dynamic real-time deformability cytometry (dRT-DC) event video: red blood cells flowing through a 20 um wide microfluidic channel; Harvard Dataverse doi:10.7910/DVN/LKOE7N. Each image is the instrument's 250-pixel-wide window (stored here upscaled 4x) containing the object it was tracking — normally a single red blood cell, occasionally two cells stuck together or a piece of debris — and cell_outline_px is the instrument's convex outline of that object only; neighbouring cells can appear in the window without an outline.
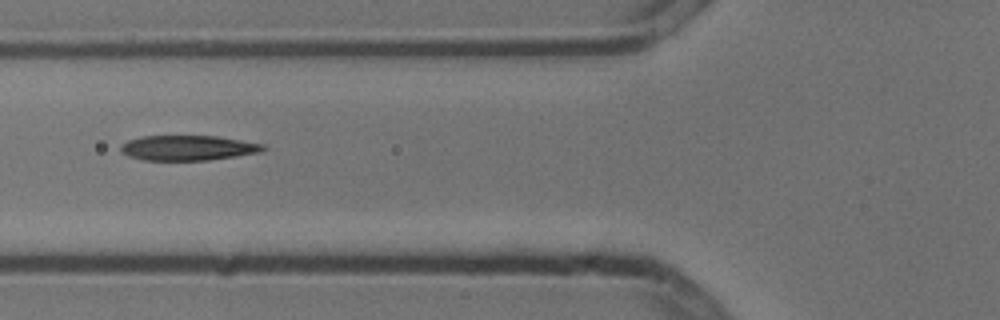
{"species": "common noctule bat (a hibernating species)", "species_latin": "Nyctalus noctula", "temperature_condition": "cold", "stored_images_in_passage": 7, "camera_frame_rate_fps": 3000, "um_per_image_px": 0.085, "animal": {"sex": "male", "body_mass_g": 13.3}, "frame": {"image": 1, "passage_image": 4, "time_ms": 1.0, "image_size_px": [1000, 320], "cell_outline_px": [[268, 148], [256, 152], [236, 156], [208, 160], [144, 160], [128, 156], [120, 148], [120, 144], [128, 140], [140, 136], [220, 136], [264, 144]], "centroid_in_image_um": [15.97, 12.56], "position_along_channel_um": 109.8, "area_um2": 20.75}}
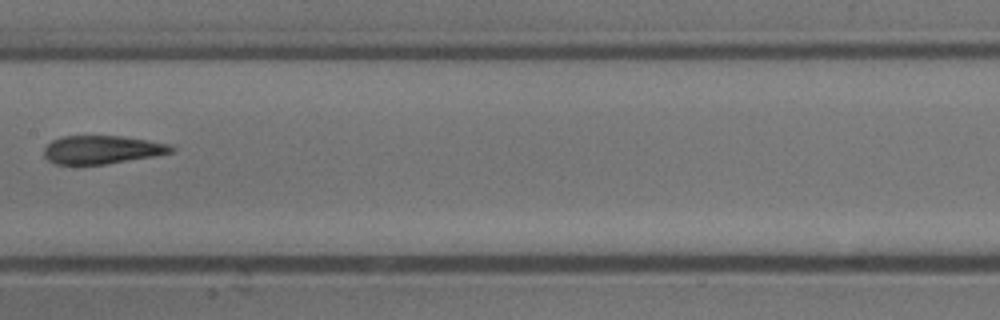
{"frame": {"image": 2, "passage_image": 6, "time_ms": 1.667, "image_size_px": [1000, 320], "cell_outline_px": [[176, 148], [172, 152], [152, 156], [104, 164], [56, 164], [48, 160], [44, 156], [44, 148], [52, 140], [64, 136], [120, 136], [148, 140], [172, 144]], "centroid_in_image_um": [8.67, 12.71], "position_along_channel_um": 198.7, "area_um2": 20.81}}
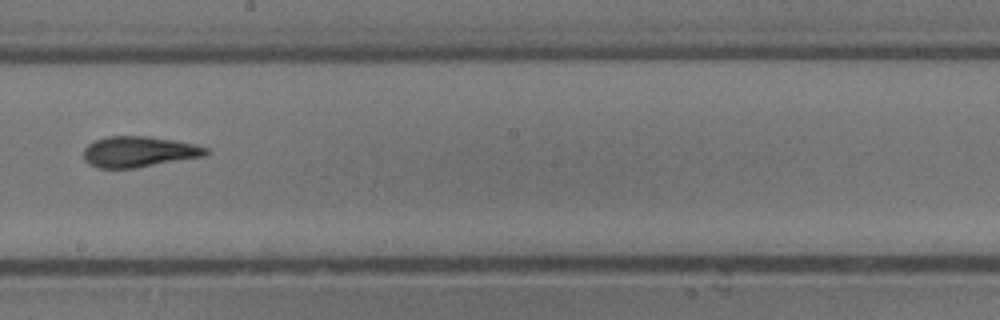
{"frame": {"image": 3, "passage_image": 7, "time_ms": 2.0, "image_size_px": [1000, 320], "cell_outline_px": [[208, 152], [204, 156], [136, 168], [100, 168], [88, 164], [84, 160], [84, 148], [88, 144], [96, 140], [108, 136], [144, 136], [176, 140], [196, 144], [208, 148]], "centroid_in_image_um": [11.8, 12.9], "position_along_channel_um": 236.4, "area_um2": 21.96}}